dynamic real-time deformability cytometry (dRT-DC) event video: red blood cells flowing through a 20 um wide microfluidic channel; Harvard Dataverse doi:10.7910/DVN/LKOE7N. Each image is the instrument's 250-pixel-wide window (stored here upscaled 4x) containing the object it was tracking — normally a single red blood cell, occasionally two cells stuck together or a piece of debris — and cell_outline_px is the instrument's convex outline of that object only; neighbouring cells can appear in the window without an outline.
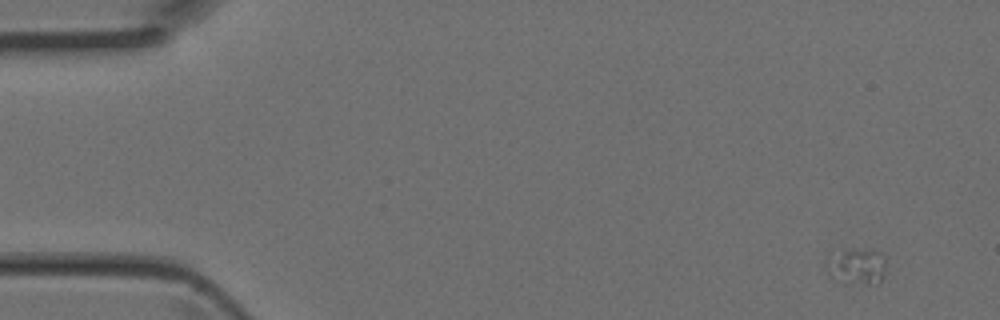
{"species": "Egyptian fruit bat (a non-hibernating species)", "species_latin": "Rousettus aegyptiacus", "temperature_condition": "room temperature", "stored_images_in_passage": 4, "camera_frame_rate_fps": 3000, "um_per_image_px": 0.085, "animal": {"sex": "female"}, "frame": {"image": 1, "passage_image": 1, "time_ms": 0.0, "image_size_px": [1000, 320], "cell_outline_px": [[884, 268], [880, 280], [868, 284], [828, 272], [824, 264], [828, 252], [844, 248], [872, 248], [880, 252], [884, 260]], "centroid_in_image_um": [72.78, 22.45], "position_along_channel_um": 12.2, "area_um2": 12.08}}